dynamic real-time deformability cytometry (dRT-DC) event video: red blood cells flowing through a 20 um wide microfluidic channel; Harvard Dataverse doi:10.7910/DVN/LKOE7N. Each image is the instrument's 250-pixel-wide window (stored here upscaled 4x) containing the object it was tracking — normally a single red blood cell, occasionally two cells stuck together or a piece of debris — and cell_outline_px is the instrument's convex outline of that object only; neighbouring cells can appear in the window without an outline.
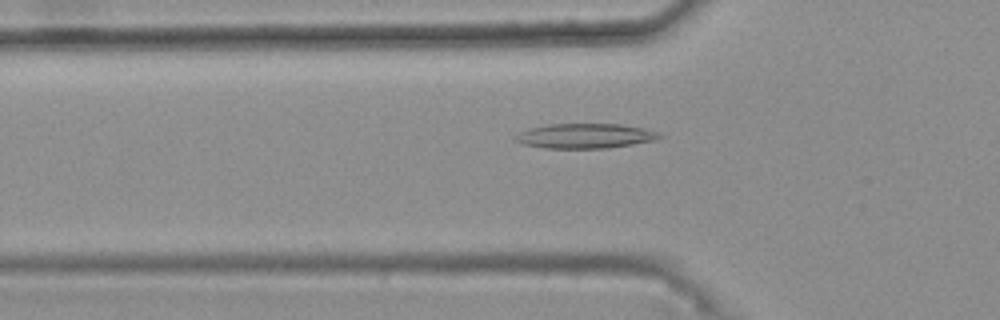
{"species": "common noctule bat (a hibernating species)", "species_latin": "Nyctalus noctula", "temperature_condition": "warm", "stored_images_in_passage": 49, "camera_frame_rate_fps": 3000, "um_per_image_px": 0.085, "animal": {"sex": "female", "body_mass_g": 25.1}, "frame": {"image": 1, "passage_image": 18, "time_ms": 5.667, "image_size_px": [1000, 320], "cell_outline_px": [[664, 136], [656, 140], [608, 148], [544, 148], [524, 144], [512, 140], [512, 136], [528, 128], [548, 124], [620, 124], [644, 128], [656, 132]], "centroid_in_image_um": [49.69, 11.55], "position_along_channel_um": 76.1, "area_um2": 20.92}}
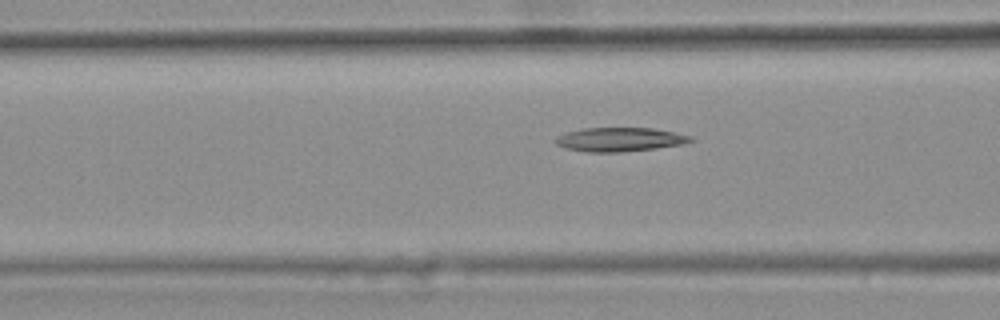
{"frame": {"image": 2, "passage_image": 21, "time_ms": 6.667, "image_size_px": [1000, 320], "cell_outline_px": [[696, 140], [684, 144], [656, 148], [620, 152], [584, 152], [564, 148], [556, 144], [552, 140], [556, 136], [564, 132], [580, 128], [652, 128], [692, 136]], "centroid_in_image_um": [52.61, 11.85], "position_along_channel_um": 114.0, "area_um2": 19.13}}
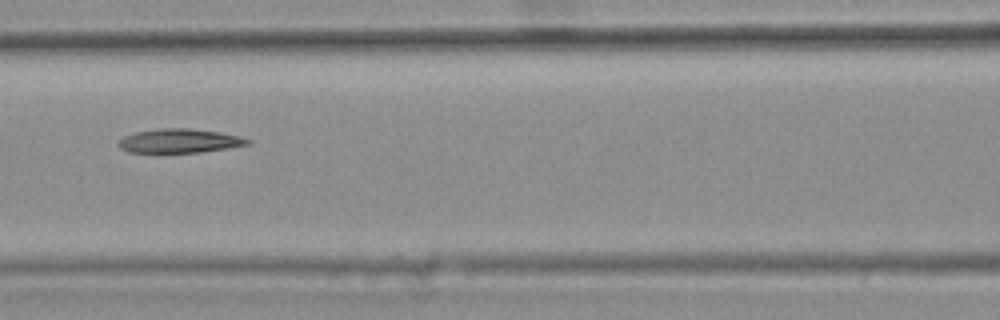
{"frame": {"image": 3, "passage_image": 24, "time_ms": 7.667, "image_size_px": [1000, 320], "cell_outline_px": [[252, 144], [228, 148], [200, 152], [128, 152], [120, 148], [116, 144], [124, 136], [136, 132], [160, 128], [188, 128], [220, 132], [240, 136], [252, 140]], "centroid_in_image_um": [15.29, 11.97], "position_along_channel_um": 151.3, "area_um2": 18.09}, "authors_computed_cell_mechanics": {"area_um2": 18.9584, "velocity_mm_per_s": 3.7423, "shape_relaxation_time_tau1_ms": null, "shape_relaxation_time_tau2_ms": 7.6494, "deformation_change_tau1": null, "deformation_change_tau2": 0.18}}